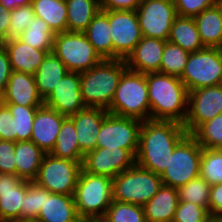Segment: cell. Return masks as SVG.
<instances>
[{"label":"cell","instance_id":"cell-1","mask_svg":"<svg viewBox=\"0 0 222 222\" xmlns=\"http://www.w3.org/2000/svg\"><path fill=\"white\" fill-rule=\"evenodd\" d=\"M188 135L182 123L146 120L139 134L136 164L161 175L170 161L174 148Z\"/></svg>","mask_w":222,"mask_h":222},{"label":"cell","instance_id":"cell-2","mask_svg":"<svg viewBox=\"0 0 222 222\" xmlns=\"http://www.w3.org/2000/svg\"><path fill=\"white\" fill-rule=\"evenodd\" d=\"M150 120L184 124L188 112V90L177 76L160 72L146 74Z\"/></svg>","mask_w":222,"mask_h":222},{"label":"cell","instance_id":"cell-3","mask_svg":"<svg viewBox=\"0 0 222 222\" xmlns=\"http://www.w3.org/2000/svg\"><path fill=\"white\" fill-rule=\"evenodd\" d=\"M127 69L125 60L103 59L93 68L80 72V91L86 107L107 110Z\"/></svg>","mask_w":222,"mask_h":222},{"label":"cell","instance_id":"cell-4","mask_svg":"<svg viewBox=\"0 0 222 222\" xmlns=\"http://www.w3.org/2000/svg\"><path fill=\"white\" fill-rule=\"evenodd\" d=\"M107 111L120 117L150 120L146 74L127 69L121 76L113 101Z\"/></svg>","mask_w":222,"mask_h":222},{"label":"cell","instance_id":"cell-5","mask_svg":"<svg viewBox=\"0 0 222 222\" xmlns=\"http://www.w3.org/2000/svg\"><path fill=\"white\" fill-rule=\"evenodd\" d=\"M73 197L81 220L86 217L105 215L113 201L112 179L91 174L82 169Z\"/></svg>","mask_w":222,"mask_h":222},{"label":"cell","instance_id":"cell-6","mask_svg":"<svg viewBox=\"0 0 222 222\" xmlns=\"http://www.w3.org/2000/svg\"><path fill=\"white\" fill-rule=\"evenodd\" d=\"M162 185L160 175L135 164L112 179L113 201L143 206Z\"/></svg>","mask_w":222,"mask_h":222},{"label":"cell","instance_id":"cell-7","mask_svg":"<svg viewBox=\"0 0 222 222\" xmlns=\"http://www.w3.org/2000/svg\"><path fill=\"white\" fill-rule=\"evenodd\" d=\"M202 147L197 140L188 134L170 155V161L160 175L162 183L179 189L182 185L200 175Z\"/></svg>","mask_w":222,"mask_h":222},{"label":"cell","instance_id":"cell-8","mask_svg":"<svg viewBox=\"0 0 222 222\" xmlns=\"http://www.w3.org/2000/svg\"><path fill=\"white\" fill-rule=\"evenodd\" d=\"M52 52L71 72L87 71L103 60L84 32L56 33Z\"/></svg>","mask_w":222,"mask_h":222},{"label":"cell","instance_id":"cell-9","mask_svg":"<svg viewBox=\"0 0 222 222\" xmlns=\"http://www.w3.org/2000/svg\"><path fill=\"white\" fill-rule=\"evenodd\" d=\"M188 92L221 84L222 49L209 48L189 54L187 64L179 77Z\"/></svg>","mask_w":222,"mask_h":222},{"label":"cell","instance_id":"cell-10","mask_svg":"<svg viewBox=\"0 0 222 222\" xmlns=\"http://www.w3.org/2000/svg\"><path fill=\"white\" fill-rule=\"evenodd\" d=\"M82 162L46 153L34 182L51 193L73 195L82 170Z\"/></svg>","mask_w":222,"mask_h":222},{"label":"cell","instance_id":"cell-11","mask_svg":"<svg viewBox=\"0 0 222 222\" xmlns=\"http://www.w3.org/2000/svg\"><path fill=\"white\" fill-rule=\"evenodd\" d=\"M142 122L136 118L108 113L98 134L97 147L128 149L136 157Z\"/></svg>","mask_w":222,"mask_h":222},{"label":"cell","instance_id":"cell-12","mask_svg":"<svg viewBox=\"0 0 222 222\" xmlns=\"http://www.w3.org/2000/svg\"><path fill=\"white\" fill-rule=\"evenodd\" d=\"M136 14L142 36L168 41L177 16L174 0H142Z\"/></svg>","mask_w":222,"mask_h":222},{"label":"cell","instance_id":"cell-13","mask_svg":"<svg viewBox=\"0 0 222 222\" xmlns=\"http://www.w3.org/2000/svg\"><path fill=\"white\" fill-rule=\"evenodd\" d=\"M109 25L113 59L126 60L142 38L136 11H109Z\"/></svg>","mask_w":222,"mask_h":222},{"label":"cell","instance_id":"cell-14","mask_svg":"<svg viewBox=\"0 0 222 222\" xmlns=\"http://www.w3.org/2000/svg\"><path fill=\"white\" fill-rule=\"evenodd\" d=\"M222 113V85L203 87L188 94V112L183 124L192 134L201 124Z\"/></svg>","mask_w":222,"mask_h":222},{"label":"cell","instance_id":"cell-15","mask_svg":"<svg viewBox=\"0 0 222 222\" xmlns=\"http://www.w3.org/2000/svg\"><path fill=\"white\" fill-rule=\"evenodd\" d=\"M135 164L136 157L128 149L96 147L84 156L82 169L91 174L113 179Z\"/></svg>","mask_w":222,"mask_h":222},{"label":"cell","instance_id":"cell-16","mask_svg":"<svg viewBox=\"0 0 222 222\" xmlns=\"http://www.w3.org/2000/svg\"><path fill=\"white\" fill-rule=\"evenodd\" d=\"M44 105L65 116L85 109L86 105L80 91V73L68 71L44 100Z\"/></svg>","mask_w":222,"mask_h":222},{"label":"cell","instance_id":"cell-17","mask_svg":"<svg viewBox=\"0 0 222 222\" xmlns=\"http://www.w3.org/2000/svg\"><path fill=\"white\" fill-rule=\"evenodd\" d=\"M108 113L104 108L86 107L69 116L73 120L80 151L84 156L97 147L98 134Z\"/></svg>","mask_w":222,"mask_h":222},{"label":"cell","instance_id":"cell-18","mask_svg":"<svg viewBox=\"0 0 222 222\" xmlns=\"http://www.w3.org/2000/svg\"><path fill=\"white\" fill-rule=\"evenodd\" d=\"M66 117L45 105L39 107L34 117L30 141L45 153H51Z\"/></svg>","mask_w":222,"mask_h":222},{"label":"cell","instance_id":"cell-19","mask_svg":"<svg viewBox=\"0 0 222 222\" xmlns=\"http://www.w3.org/2000/svg\"><path fill=\"white\" fill-rule=\"evenodd\" d=\"M0 101L4 104L22 106H43L44 100L38 94L35 75L13 71L6 90L1 94Z\"/></svg>","mask_w":222,"mask_h":222},{"label":"cell","instance_id":"cell-20","mask_svg":"<svg viewBox=\"0 0 222 222\" xmlns=\"http://www.w3.org/2000/svg\"><path fill=\"white\" fill-rule=\"evenodd\" d=\"M166 42L162 39L142 36L140 42L125 60L127 68L143 74L160 72Z\"/></svg>","mask_w":222,"mask_h":222},{"label":"cell","instance_id":"cell-21","mask_svg":"<svg viewBox=\"0 0 222 222\" xmlns=\"http://www.w3.org/2000/svg\"><path fill=\"white\" fill-rule=\"evenodd\" d=\"M38 222H81L73 195L51 193L45 189V203L36 219Z\"/></svg>","mask_w":222,"mask_h":222},{"label":"cell","instance_id":"cell-22","mask_svg":"<svg viewBox=\"0 0 222 222\" xmlns=\"http://www.w3.org/2000/svg\"><path fill=\"white\" fill-rule=\"evenodd\" d=\"M178 203V189L163 184L159 191L143 205L145 221L172 222Z\"/></svg>","mask_w":222,"mask_h":222},{"label":"cell","instance_id":"cell-23","mask_svg":"<svg viewBox=\"0 0 222 222\" xmlns=\"http://www.w3.org/2000/svg\"><path fill=\"white\" fill-rule=\"evenodd\" d=\"M6 48L13 71L35 75L45 56L49 53L31 47L20 39L2 43Z\"/></svg>","mask_w":222,"mask_h":222},{"label":"cell","instance_id":"cell-24","mask_svg":"<svg viewBox=\"0 0 222 222\" xmlns=\"http://www.w3.org/2000/svg\"><path fill=\"white\" fill-rule=\"evenodd\" d=\"M204 47L222 49V2L194 17Z\"/></svg>","mask_w":222,"mask_h":222},{"label":"cell","instance_id":"cell-25","mask_svg":"<svg viewBox=\"0 0 222 222\" xmlns=\"http://www.w3.org/2000/svg\"><path fill=\"white\" fill-rule=\"evenodd\" d=\"M45 155L32 141L15 142L16 175L22 180L34 181Z\"/></svg>","mask_w":222,"mask_h":222},{"label":"cell","instance_id":"cell-26","mask_svg":"<svg viewBox=\"0 0 222 222\" xmlns=\"http://www.w3.org/2000/svg\"><path fill=\"white\" fill-rule=\"evenodd\" d=\"M84 34L102 59H113L109 11L100 10L93 17Z\"/></svg>","mask_w":222,"mask_h":222},{"label":"cell","instance_id":"cell-27","mask_svg":"<svg viewBox=\"0 0 222 222\" xmlns=\"http://www.w3.org/2000/svg\"><path fill=\"white\" fill-rule=\"evenodd\" d=\"M67 72L66 66L53 52L45 56L35 73L37 91L43 100L52 93Z\"/></svg>","mask_w":222,"mask_h":222},{"label":"cell","instance_id":"cell-28","mask_svg":"<svg viewBox=\"0 0 222 222\" xmlns=\"http://www.w3.org/2000/svg\"><path fill=\"white\" fill-rule=\"evenodd\" d=\"M168 41L192 53L204 49L194 18L176 16L170 30Z\"/></svg>","mask_w":222,"mask_h":222},{"label":"cell","instance_id":"cell-29","mask_svg":"<svg viewBox=\"0 0 222 222\" xmlns=\"http://www.w3.org/2000/svg\"><path fill=\"white\" fill-rule=\"evenodd\" d=\"M67 31L84 32L93 17L101 10L99 0H65Z\"/></svg>","mask_w":222,"mask_h":222},{"label":"cell","instance_id":"cell-30","mask_svg":"<svg viewBox=\"0 0 222 222\" xmlns=\"http://www.w3.org/2000/svg\"><path fill=\"white\" fill-rule=\"evenodd\" d=\"M35 16L43 19L56 33L67 31V6L65 0H32Z\"/></svg>","mask_w":222,"mask_h":222},{"label":"cell","instance_id":"cell-31","mask_svg":"<svg viewBox=\"0 0 222 222\" xmlns=\"http://www.w3.org/2000/svg\"><path fill=\"white\" fill-rule=\"evenodd\" d=\"M50 154L72 161H83L84 155L80 151L75 126L69 116L63 120L55 147Z\"/></svg>","mask_w":222,"mask_h":222},{"label":"cell","instance_id":"cell-32","mask_svg":"<svg viewBox=\"0 0 222 222\" xmlns=\"http://www.w3.org/2000/svg\"><path fill=\"white\" fill-rule=\"evenodd\" d=\"M54 37L55 33L48 24L43 19L35 16L19 39L33 48L51 53L53 50Z\"/></svg>","mask_w":222,"mask_h":222},{"label":"cell","instance_id":"cell-33","mask_svg":"<svg viewBox=\"0 0 222 222\" xmlns=\"http://www.w3.org/2000/svg\"><path fill=\"white\" fill-rule=\"evenodd\" d=\"M26 191L27 180H23L13 191L0 192V222L21 219Z\"/></svg>","mask_w":222,"mask_h":222},{"label":"cell","instance_id":"cell-34","mask_svg":"<svg viewBox=\"0 0 222 222\" xmlns=\"http://www.w3.org/2000/svg\"><path fill=\"white\" fill-rule=\"evenodd\" d=\"M14 119L15 142L30 141L32 125L37 109L41 106H22L16 104H5Z\"/></svg>","mask_w":222,"mask_h":222},{"label":"cell","instance_id":"cell-35","mask_svg":"<svg viewBox=\"0 0 222 222\" xmlns=\"http://www.w3.org/2000/svg\"><path fill=\"white\" fill-rule=\"evenodd\" d=\"M189 54L181 46L167 41L160 64V73L180 77L187 64Z\"/></svg>","mask_w":222,"mask_h":222},{"label":"cell","instance_id":"cell-36","mask_svg":"<svg viewBox=\"0 0 222 222\" xmlns=\"http://www.w3.org/2000/svg\"><path fill=\"white\" fill-rule=\"evenodd\" d=\"M191 135L203 149H222V113L201 124Z\"/></svg>","mask_w":222,"mask_h":222},{"label":"cell","instance_id":"cell-37","mask_svg":"<svg viewBox=\"0 0 222 222\" xmlns=\"http://www.w3.org/2000/svg\"><path fill=\"white\" fill-rule=\"evenodd\" d=\"M210 186L222 183V149H203L200 175Z\"/></svg>","mask_w":222,"mask_h":222},{"label":"cell","instance_id":"cell-38","mask_svg":"<svg viewBox=\"0 0 222 222\" xmlns=\"http://www.w3.org/2000/svg\"><path fill=\"white\" fill-rule=\"evenodd\" d=\"M178 192L179 201L190 202L208 209L210 185L200 176L182 185Z\"/></svg>","mask_w":222,"mask_h":222},{"label":"cell","instance_id":"cell-39","mask_svg":"<svg viewBox=\"0 0 222 222\" xmlns=\"http://www.w3.org/2000/svg\"><path fill=\"white\" fill-rule=\"evenodd\" d=\"M111 222H146L143 206L112 201L105 214Z\"/></svg>","mask_w":222,"mask_h":222},{"label":"cell","instance_id":"cell-40","mask_svg":"<svg viewBox=\"0 0 222 222\" xmlns=\"http://www.w3.org/2000/svg\"><path fill=\"white\" fill-rule=\"evenodd\" d=\"M45 203V188L34 181H27V191L21 208V219H37Z\"/></svg>","mask_w":222,"mask_h":222},{"label":"cell","instance_id":"cell-41","mask_svg":"<svg viewBox=\"0 0 222 222\" xmlns=\"http://www.w3.org/2000/svg\"><path fill=\"white\" fill-rule=\"evenodd\" d=\"M34 18L35 13L31 4L11 10L10 25L4 42L19 39Z\"/></svg>","mask_w":222,"mask_h":222},{"label":"cell","instance_id":"cell-42","mask_svg":"<svg viewBox=\"0 0 222 222\" xmlns=\"http://www.w3.org/2000/svg\"><path fill=\"white\" fill-rule=\"evenodd\" d=\"M210 218L206 207L179 201L172 222H207Z\"/></svg>","mask_w":222,"mask_h":222},{"label":"cell","instance_id":"cell-43","mask_svg":"<svg viewBox=\"0 0 222 222\" xmlns=\"http://www.w3.org/2000/svg\"><path fill=\"white\" fill-rule=\"evenodd\" d=\"M218 3L219 0H174L177 15L191 18Z\"/></svg>","mask_w":222,"mask_h":222},{"label":"cell","instance_id":"cell-44","mask_svg":"<svg viewBox=\"0 0 222 222\" xmlns=\"http://www.w3.org/2000/svg\"><path fill=\"white\" fill-rule=\"evenodd\" d=\"M0 173L16 175L15 142L0 140Z\"/></svg>","mask_w":222,"mask_h":222},{"label":"cell","instance_id":"cell-45","mask_svg":"<svg viewBox=\"0 0 222 222\" xmlns=\"http://www.w3.org/2000/svg\"><path fill=\"white\" fill-rule=\"evenodd\" d=\"M0 134L1 140L15 142L14 119L10 109L0 101Z\"/></svg>","mask_w":222,"mask_h":222},{"label":"cell","instance_id":"cell-46","mask_svg":"<svg viewBox=\"0 0 222 222\" xmlns=\"http://www.w3.org/2000/svg\"><path fill=\"white\" fill-rule=\"evenodd\" d=\"M13 72L9 55L2 43H0V96L6 90L8 80Z\"/></svg>","mask_w":222,"mask_h":222},{"label":"cell","instance_id":"cell-47","mask_svg":"<svg viewBox=\"0 0 222 222\" xmlns=\"http://www.w3.org/2000/svg\"><path fill=\"white\" fill-rule=\"evenodd\" d=\"M208 211L211 217L222 216V183L210 186Z\"/></svg>","mask_w":222,"mask_h":222},{"label":"cell","instance_id":"cell-48","mask_svg":"<svg viewBox=\"0 0 222 222\" xmlns=\"http://www.w3.org/2000/svg\"><path fill=\"white\" fill-rule=\"evenodd\" d=\"M102 11L134 10L138 8L142 0H99Z\"/></svg>","mask_w":222,"mask_h":222},{"label":"cell","instance_id":"cell-49","mask_svg":"<svg viewBox=\"0 0 222 222\" xmlns=\"http://www.w3.org/2000/svg\"><path fill=\"white\" fill-rule=\"evenodd\" d=\"M22 181L17 175L0 173V192L13 191Z\"/></svg>","mask_w":222,"mask_h":222},{"label":"cell","instance_id":"cell-50","mask_svg":"<svg viewBox=\"0 0 222 222\" xmlns=\"http://www.w3.org/2000/svg\"><path fill=\"white\" fill-rule=\"evenodd\" d=\"M11 18V10H7L0 4V43L4 42L7 36Z\"/></svg>","mask_w":222,"mask_h":222},{"label":"cell","instance_id":"cell-51","mask_svg":"<svg viewBox=\"0 0 222 222\" xmlns=\"http://www.w3.org/2000/svg\"><path fill=\"white\" fill-rule=\"evenodd\" d=\"M32 0H0V4H2L7 10H13L16 7L30 5Z\"/></svg>","mask_w":222,"mask_h":222},{"label":"cell","instance_id":"cell-52","mask_svg":"<svg viewBox=\"0 0 222 222\" xmlns=\"http://www.w3.org/2000/svg\"><path fill=\"white\" fill-rule=\"evenodd\" d=\"M81 222H111V221L106 215H102V216L86 217L82 219Z\"/></svg>","mask_w":222,"mask_h":222},{"label":"cell","instance_id":"cell-53","mask_svg":"<svg viewBox=\"0 0 222 222\" xmlns=\"http://www.w3.org/2000/svg\"><path fill=\"white\" fill-rule=\"evenodd\" d=\"M9 222H38L36 219H18Z\"/></svg>","mask_w":222,"mask_h":222},{"label":"cell","instance_id":"cell-54","mask_svg":"<svg viewBox=\"0 0 222 222\" xmlns=\"http://www.w3.org/2000/svg\"><path fill=\"white\" fill-rule=\"evenodd\" d=\"M207 222H222L220 217H211Z\"/></svg>","mask_w":222,"mask_h":222}]
</instances>
